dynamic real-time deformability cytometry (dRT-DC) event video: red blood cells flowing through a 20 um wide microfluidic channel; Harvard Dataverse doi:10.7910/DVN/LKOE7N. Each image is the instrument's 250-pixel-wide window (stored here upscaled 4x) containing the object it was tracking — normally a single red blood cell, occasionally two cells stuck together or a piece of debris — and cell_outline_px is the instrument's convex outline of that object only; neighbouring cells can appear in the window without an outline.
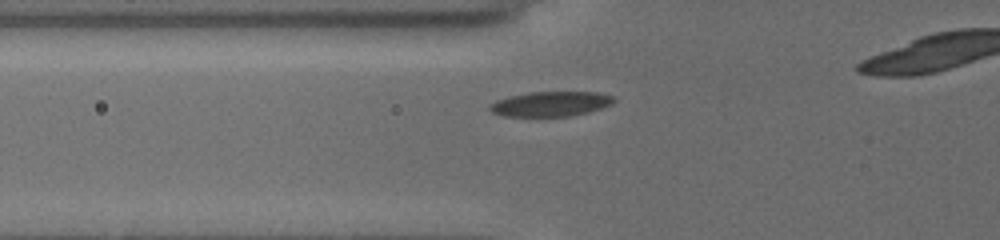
{"species": "common noctule bat (a hibernating species)", "species_latin": "Nyctalus noctula", "temperature_condition": "cold", "stored_images_in_passage": 29, "camera_frame_rate_fps": 3000, "um_per_image_px": 0.085, "animal": {"sex": "female", "body_mass_g": 19.5, "forearm_length_mm": 54.1}, "frame": {"image": 1, "passage_image": 3, "time_ms": 0.667, "image_size_px": [1000, 240], "cell_outline_px": [[616, 100], [612, 104], [588, 112], [568, 116], [504, 116], [492, 112], [488, 108], [496, 100], [528, 92], [596, 92], [612, 96]], "centroid_in_image_um": [46.81, 8.83], "position_along_channel_um": 79.0, "area_um2": 17.74}}
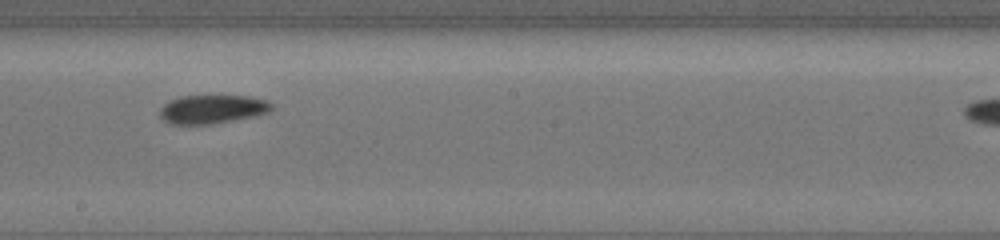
{"frame": {"image": 2, "passage_image": 15, "time_ms": 4.667, "image_size_px": [1000, 240], "cell_outline_px": [[272, 108], [264, 112], [252, 116], [208, 124], [168, 124], [160, 116], [160, 108], [168, 100], [180, 96], [248, 96], [264, 100], [272, 104]], "centroid_in_image_um": [17.94, 9.27], "position_along_channel_um": 230.3, "area_um2": 18.26}}
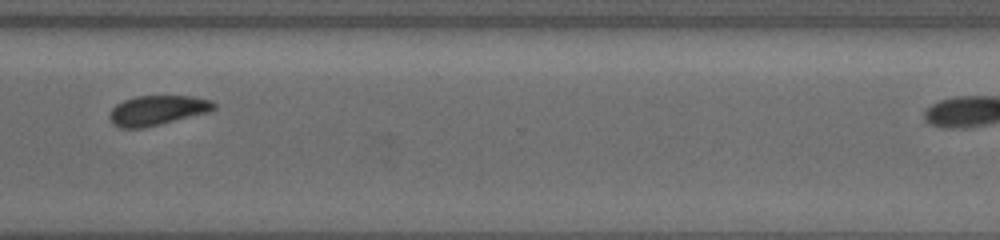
{"frame": {"image": 3, "passage_image": 23, "time_ms": 8.0, "image_size_px": [1000, 240], "cell_outline_px": [[216, 108], [204, 112], [144, 128], [120, 128], [112, 124], [108, 116], [112, 108], [116, 104], [124, 100], [136, 96], [192, 96], [212, 100], [216, 104]], "centroid_in_image_um": [13.31, 9.37], "position_along_channel_um": 357.3, "area_um2": 17.86}}